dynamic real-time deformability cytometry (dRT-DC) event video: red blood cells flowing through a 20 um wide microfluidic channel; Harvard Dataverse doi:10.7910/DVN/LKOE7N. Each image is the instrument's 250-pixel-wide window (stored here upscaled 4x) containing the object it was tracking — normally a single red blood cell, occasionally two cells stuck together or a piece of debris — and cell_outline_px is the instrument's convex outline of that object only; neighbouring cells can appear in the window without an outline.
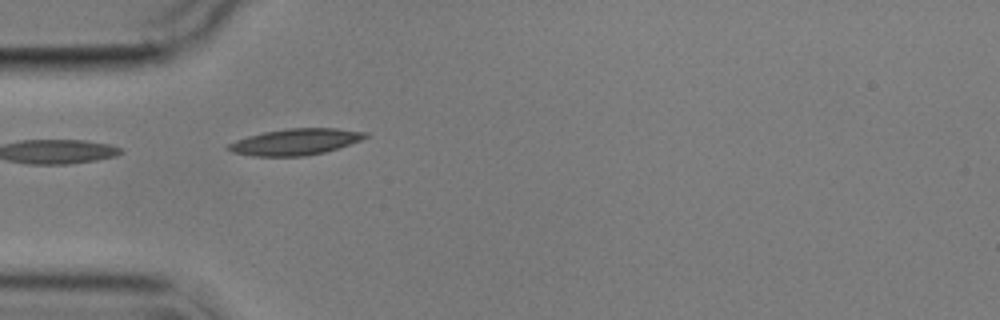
{"species": "common noctule bat (a hibernating species)", "species_latin": "Nyctalus noctula", "temperature_condition": "cold", "stored_images_in_passage": 6, "camera_frame_rate_fps": 3000, "um_per_image_px": 0.085, "animal": {"sex": "male", "body_mass_g": 17.9}, "frame": {"image": 1, "passage_image": 5, "time_ms": 4.667, "image_size_px": [1000, 320], "cell_outline_px": [[368, 136], [360, 140], [324, 152], [304, 156], [252, 156], [232, 152], [224, 148], [228, 144], [236, 140], [248, 136], [264, 132], [288, 128], [336, 128], [368, 132]], "centroid_in_image_um": [25.07, 12.05], "position_along_channel_um": 59.9, "area_um2": 20.87}}
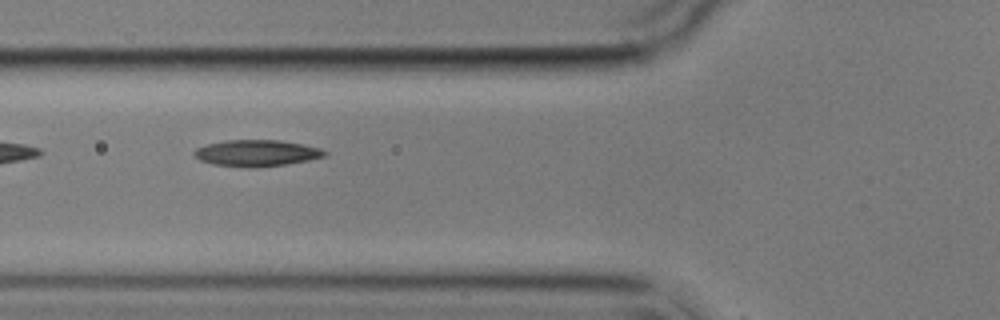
{"frame": {"image": 2, "passage_image": 6, "time_ms": 6.0, "image_size_px": [1000, 320], "cell_outline_px": [[328, 152], [324, 156], [308, 160], [288, 164], [256, 168], [248, 168], [212, 164], [200, 160], [192, 152], [196, 148], [208, 144], [224, 140], [280, 140], [320, 148]], "centroid_in_image_um": [21.79, 13.02], "position_along_channel_um": 104.0, "area_um2": 20.11}}